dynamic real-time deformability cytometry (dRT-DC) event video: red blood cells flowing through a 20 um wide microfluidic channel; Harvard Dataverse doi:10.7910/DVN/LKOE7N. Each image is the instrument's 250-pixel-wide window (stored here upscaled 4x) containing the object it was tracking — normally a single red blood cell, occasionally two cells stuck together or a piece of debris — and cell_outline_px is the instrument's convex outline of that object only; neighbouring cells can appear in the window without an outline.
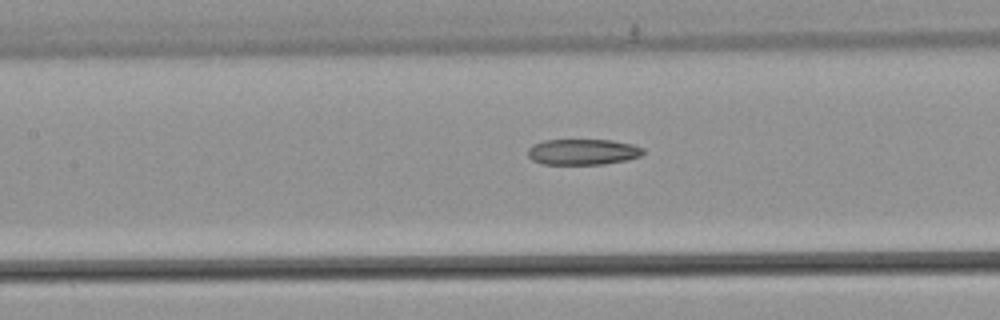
{"species": "common noctule bat (a hibernating species)", "species_latin": "Nyctalus noctula", "temperature_condition": "warm", "stored_images_in_passage": 31, "camera_frame_rate_fps": 3000, "um_per_image_px": 0.085, "animal": {"sex": "male", "body_mass_g": 21.5, "forearm_length_mm": 52.0}, "frame": {"image": 1, "passage_image": 14, "time_ms": 4.333, "image_size_px": [1000, 320], "cell_outline_px": [[644, 152], [640, 156], [628, 160], [604, 164], [540, 164], [532, 160], [528, 156], [528, 148], [532, 144], [544, 140], [612, 140], [632, 144], [644, 148]], "centroid_in_image_um": [49.53, 12.91], "position_along_channel_um": 157.9, "area_um2": 17.51}}
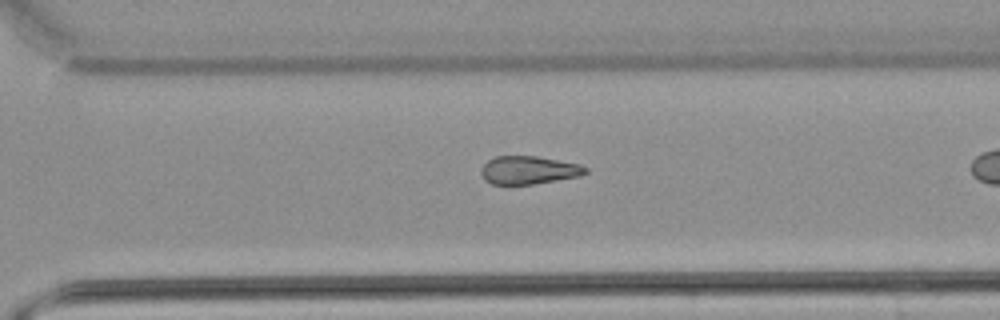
{"frame": {"image": 2, "passage_image": 27, "time_ms": 8.667, "image_size_px": [1000, 320], "cell_outline_px": [[588, 172], [580, 176], [532, 184], [492, 184], [484, 180], [480, 172], [480, 168], [488, 160], [496, 156], [536, 156], [580, 164], [588, 168]], "centroid_in_image_um": [44.93, 14.45], "position_along_channel_um": 325.7, "area_um2": 17.11}}